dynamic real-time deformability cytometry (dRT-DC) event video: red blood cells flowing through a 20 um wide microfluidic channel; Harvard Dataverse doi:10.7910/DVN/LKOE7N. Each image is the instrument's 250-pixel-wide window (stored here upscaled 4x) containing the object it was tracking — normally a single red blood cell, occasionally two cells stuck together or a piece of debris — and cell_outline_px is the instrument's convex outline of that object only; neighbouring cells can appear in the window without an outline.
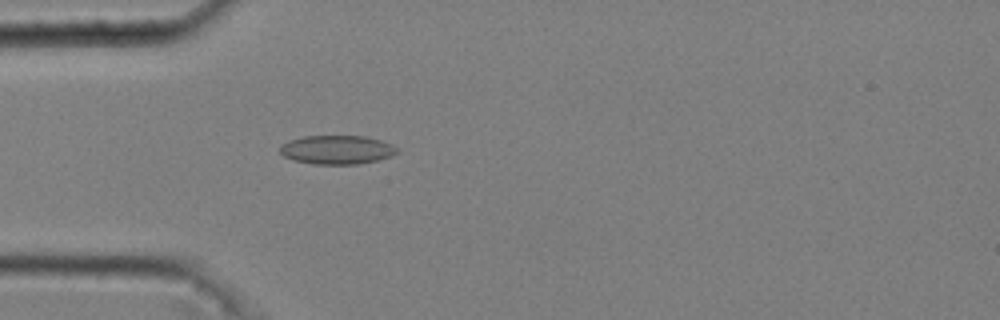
{"species": "common noctule bat (a hibernating species)", "species_latin": "Nyctalus noctula", "temperature_condition": "cold", "stored_images_in_passage": 39, "camera_frame_rate_fps": 3000, "um_per_image_px": 0.085, "animal": {"sex": "male", "body_mass_g": 20.4}, "frame": {"image": 1, "passage_image": 4, "time_ms": 1.0, "image_size_px": [1000, 320], "cell_outline_px": [[400, 152], [392, 156], [360, 164], [312, 164], [296, 160], [284, 156], [280, 152], [280, 148], [288, 140], [304, 136], [364, 136], [380, 140], [392, 144], [400, 148]], "centroid_in_image_um": [28.7, 12.73], "position_along_channel_um": 56.3, "area_um2": 19.71}}
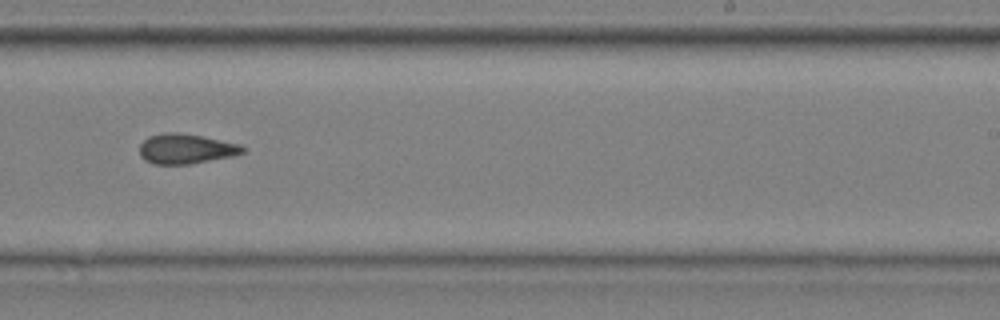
{"frame": {"image": 2, "passage_image": 22, "time_ms": 7.0, "image_size_px": [1000, 320], "cell_outline_px": [[248, 148], [244, 152], [236, 156], [188, 164], [152, 164], [144, 160], [140, 156], [140, 144], [148, 136], [164, 132], [176, 132], [200, 136], [240, 144]], "centroid_in_image_um": [15.81, 12.65], "position_along_channel_um": 273.2, "area_um2": 18.15}}
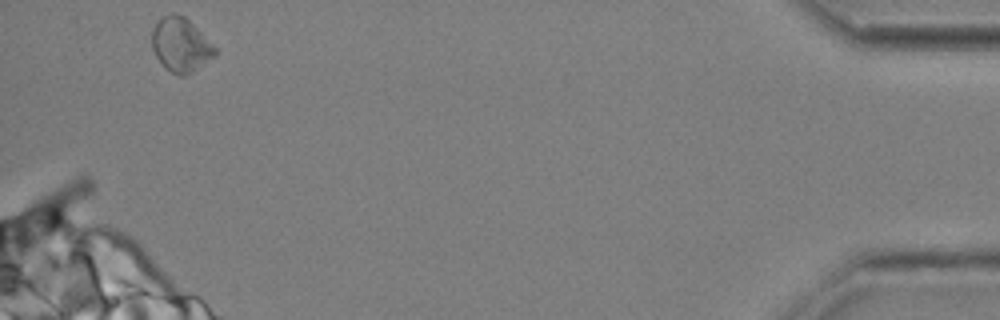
{"frame": {"image": 3, "passage_image": 39, "time_ms": 12.667, "image_size_px": [1000, 320], "cell_outline_px": [[216, 56], [192, 72], [184, 76], [180, 76], [164, 68], [156, 56], [152, 48], [152, 28], [164, 16], [172, 12], [176, 12], [184, 16], [216, 48]], "centroid_in_image_um": [15.35, 3.82], "position_along_channel_um": 419.9, "area_um2": 19.71}, "authors_computed_cell_mechanics": {"area_um2": 18.1492, "velocity_mm_per_s": 3.681, "shape_relaxation_time_tau1_ms": null, "shape_relaxation_time_tau2_ms": 6.3186, "deformation_change_tau1": null, "deformation_change_tau2": 0.1078}}